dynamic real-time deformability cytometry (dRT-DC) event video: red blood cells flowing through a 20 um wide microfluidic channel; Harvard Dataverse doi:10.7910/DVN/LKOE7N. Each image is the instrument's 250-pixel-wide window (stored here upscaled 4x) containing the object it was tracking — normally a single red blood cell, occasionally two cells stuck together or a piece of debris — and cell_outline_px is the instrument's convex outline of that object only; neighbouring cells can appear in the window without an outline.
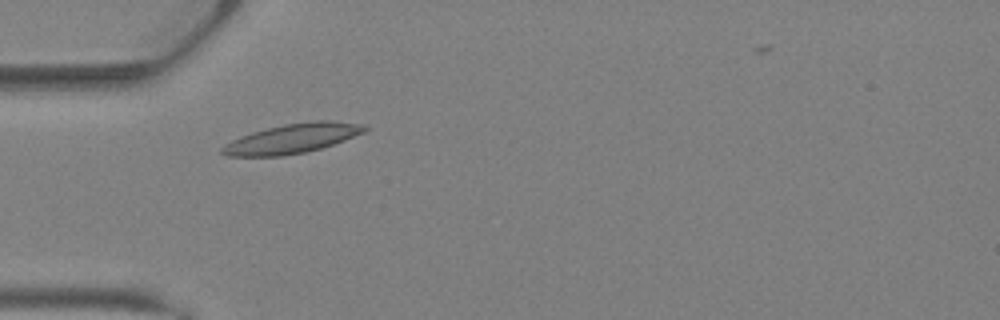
{"species": "Egyptian fruit bat (a non-hibernating species)", "species_latin": "Rousettus aegyptiacus", "temperature_condition": "warm", "stored_images_in_passage": 35, "camera_frame_rate_fps": 3000, "um_per_image_px": 0.085, "animal": {"sex": "female"}, "frame": {"image": 1, "passage_image": 8, "time_ms": 2.333, "image_size_px": [1000, 320], "cell_outline_px": [[368, 128], [364, 132], [344, 140], [320, 148], [304, 152], [280, 156], [228, 156], [220, 152], [220, 148], [224, 144], [240, 136], [252, 132], [284, 124], [316, 120], [332, 120], [364, 124]], "centroid_in_image_um": [24.83, 11.76], "position_along_channel_um": 60.2, "area_um2": 24.39}}
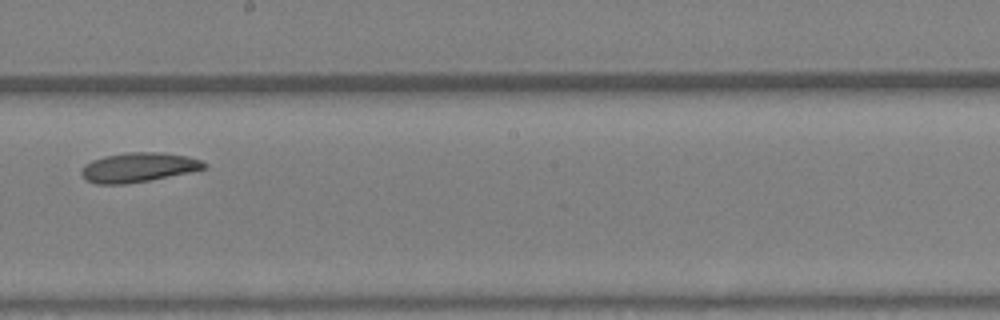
{"frame": {"image": 2, "passage_image": 18, "time_ms": 5.667, "image_size_px": [1000, 320], "cell_outline_px": [[208, 168], [148, 180], [124, 184], [96, 184], [84, 180], [80, 172], [84, 164], [92, 160], [104, 156], [128, 152], [160, 152], [188, 156], [200, 160], [208, 164]], "centroid_in_image_um": [11.73, 14.22], "position_along_channel_um": 236.5, "area_um2": 21.1}}
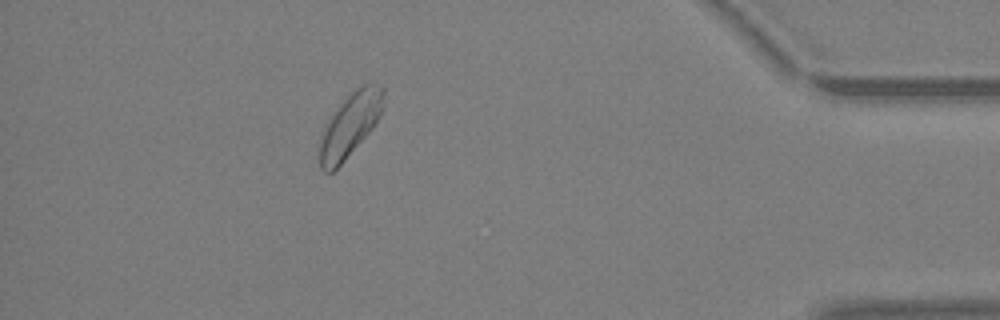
{"frame": {"image": 3, "passage_image": 30, "time_ms": 9.667, "image_size_px": [1000, 320], "cell_outline_px": [[384, 108], [372, 128], [344, 160], [332, 172], [324, 172], [320, 168], [320, 144], [328, 120], [332, 112], [356, 88], [364, 84], [376, 84], [384, 88]], "centroid_in_image_um": [29.78, 10.6], "position_along_channel_um": 405.4, "area_um2": 23.06}}